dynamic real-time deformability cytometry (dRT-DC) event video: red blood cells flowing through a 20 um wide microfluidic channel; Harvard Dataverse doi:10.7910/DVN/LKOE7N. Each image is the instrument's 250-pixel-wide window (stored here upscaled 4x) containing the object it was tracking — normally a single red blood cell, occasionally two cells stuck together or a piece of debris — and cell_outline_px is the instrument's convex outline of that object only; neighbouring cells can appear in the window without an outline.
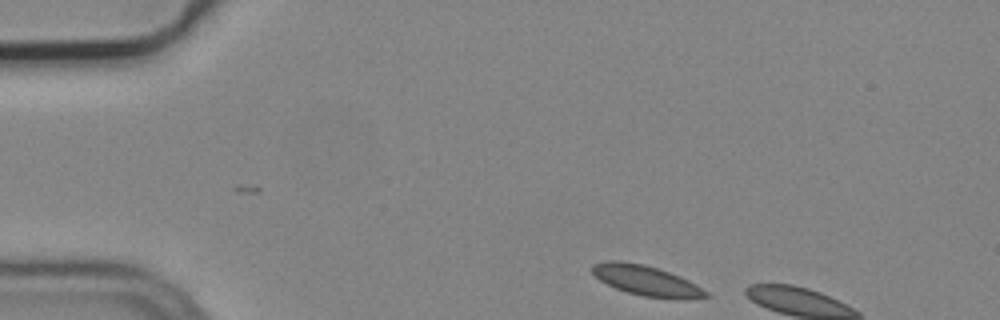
{"species": "common noctule bat (a hibernating species)", "species_latin": "Nyctalus noctula", "temperature_condition": "cold", "stored_images_in_passage": 2, "camera_frame_rate_fps": 3000, "um_per_image_px": 0.085, "animal": {"sex": "male", "body_mass_g": 19.2, "forearm_length_mm": 51.8}, "frame": {"image": 1, "passage_image": 1, "time_ms": 0.0, "image_size_px": [1000, 320], "cell_outline_px": [[712, 296], [680, 300], [644, 296], [628, 292], [616, 288], [600, 280], [592, 272], [592, 264], [608, 260], [620, 260], [644, 264], [680, 276], [696, 284], [708, 292]], "centroid_in_image_um": [54.97, 23.85], "position_along_channel_um": 30.0, "area_um2": 20.0}}